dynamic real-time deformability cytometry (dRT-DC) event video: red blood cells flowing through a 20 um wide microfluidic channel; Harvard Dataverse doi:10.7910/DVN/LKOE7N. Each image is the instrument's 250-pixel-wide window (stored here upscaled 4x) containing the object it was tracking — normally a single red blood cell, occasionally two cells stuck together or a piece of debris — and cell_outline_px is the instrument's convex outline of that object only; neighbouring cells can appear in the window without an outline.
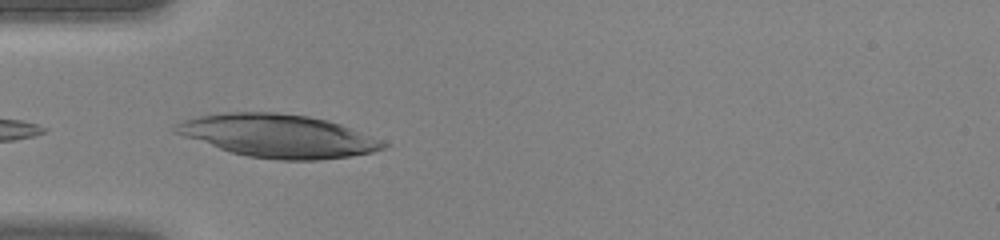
{"species": "human", "species_latin": "Homo sapiens", "temperature_condition": "warm", "stored_images_in_passage": 28, "camera_frame_rate_fps": 3000, "um_per_image_px": 0.085, "donor": {"sex": "female"}, "frame": {"image": 1, "passage_image": 1, "time_ms": 0.0, "image_size_px": [1000, 240], "cell_outline_px": [[392, 144], [384, 148], [372, 152], [348, 156], [320, 160], [280, 160], [248, 156], [232, 152], [172, 132], [172, 128], [176, 124], [184, 120], [200, 116], [224, 112], [276, 112], [308, 116], [328, 120], [340, 124], [372, 136]], "centroid_in_image_um": [23.67, 11.54], "position_along_channel_um": 61.3, "area_um2": 51.79}}
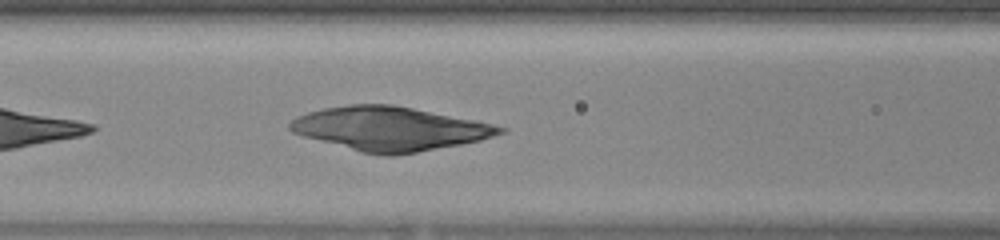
{"frame": {"image": 2, "passage_image": 6, "time_ms": 1.667, "image_size_px": [1000, 240], "cell_outline_px": [[508, 132], [480, 140], [460, 144], [416, 152], [392, 156], [384, 156], [360, 152], [304, 136], [292, 132], [288, 128], [288, 124], [296, 116], [308, 112], [324, 108], [348, 104], [392, 104], [476, 120], [508, 128]], "centroid_in_image_um": [33.13, 10.93], "position_along_channel_um": 133.5, "area_um2": 53.52}}
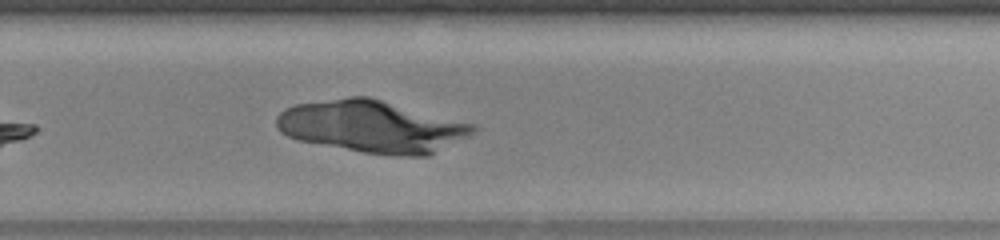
{"frame": {"image": 3, "passage_image": 17, "time_ms": 5.333, "image_size_px": [1000, 240], "cell_outline_px": [[480, 128], [476, 132], [428, 156], [392, 156], [364, 152], [296, 140], [280, 132], [276, 128], [276, 116], [284, 108], [296, 104], [348, 96], [368, 96], [476, 124]], "centroid_in_image_um": [31.62, 10.75], "position_along_channel_um": 298.2, "area_um2": 60.05}}